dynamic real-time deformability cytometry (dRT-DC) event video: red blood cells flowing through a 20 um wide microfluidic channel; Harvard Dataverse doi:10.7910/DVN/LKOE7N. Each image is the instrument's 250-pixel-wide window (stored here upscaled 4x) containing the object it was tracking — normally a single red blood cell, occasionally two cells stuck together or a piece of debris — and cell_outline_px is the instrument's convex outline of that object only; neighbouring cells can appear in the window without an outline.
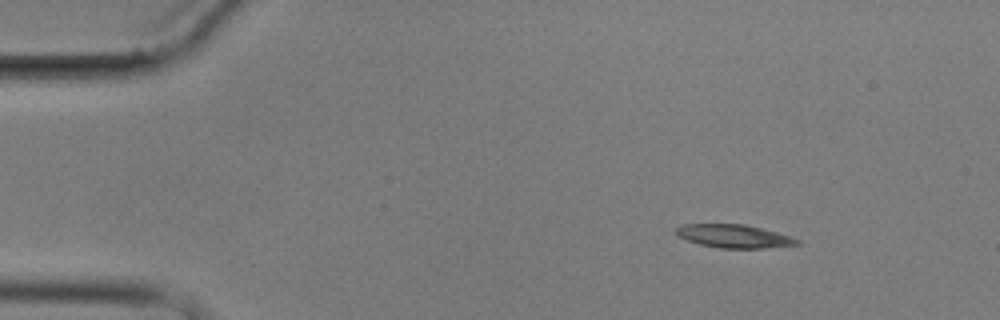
{"species": "common noctule bat (a hibernating species)", "species_latin": "Nyctalus noctula", "temperature_condition": "cold", "stored_images_in_passage": 10, "camera_frame_rate_fps": 3000, "um_per_image_px": 0.085, "animal": {"sex": "male", "body_mass_g": 17.9}, "frame": {"image": 1, "passage_image": 1, "time_ms": 0.0, "image_size_px": [1000, 320], "cell_outline_px": [[800, 244], [764, 248], [720, 248], [700, 244], [688, 240], [680, 236], [676, 232], [676, 228], [684, 224], [744, 224], [776, 232], [800, 240]], "centroid_in_image_um": [62.4, 20.07], "position_along_channel_um": 22.6, "area_um2": 16.07}}
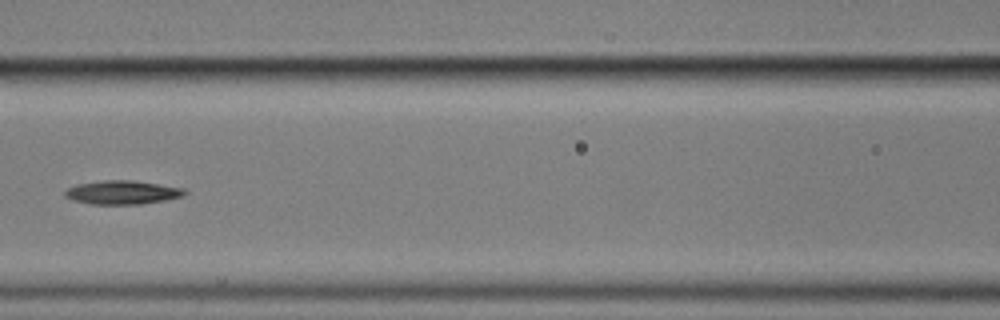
{"frame": {"image": 2, "passage_image": 6, "time_ms": 6.0, "image_size_px": [1000, 320], "cell_outline_px": [[188, 192], [184, 196], [164, 200], [140, 204], [92, 204], [72, 200], [64, 196], [64, 192], [68, 188], [76, 184], [104, 180], [132, 180], [160, 184], [184, 188]], "centroid_in_image_um": [10.4, 16.35], "position_along_channel_um": 156.2, "area_um2": 16.59}}
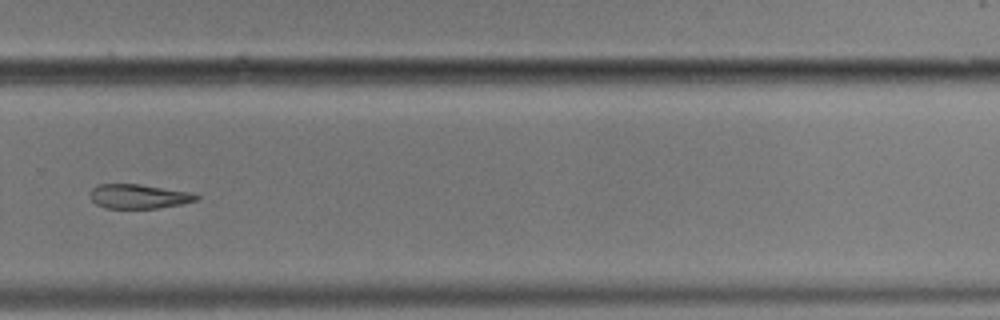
{"frame": {"image": 3, "passage_image": 10, "time_ms": 10.667, "image_size_px": [1000, 320], "cell_outline_px": [[200, 196], [196, 200], [180, 204], [156, 208], [104, 208], [96, 204], [88, 196], [88, 192], [92, 188], [100, 184], [140, 184], [188, 192]], "centroid_in_image_um": [11.7, 16.69], "position_along_channel_um": 318.1, "area_um2": 14.97}}